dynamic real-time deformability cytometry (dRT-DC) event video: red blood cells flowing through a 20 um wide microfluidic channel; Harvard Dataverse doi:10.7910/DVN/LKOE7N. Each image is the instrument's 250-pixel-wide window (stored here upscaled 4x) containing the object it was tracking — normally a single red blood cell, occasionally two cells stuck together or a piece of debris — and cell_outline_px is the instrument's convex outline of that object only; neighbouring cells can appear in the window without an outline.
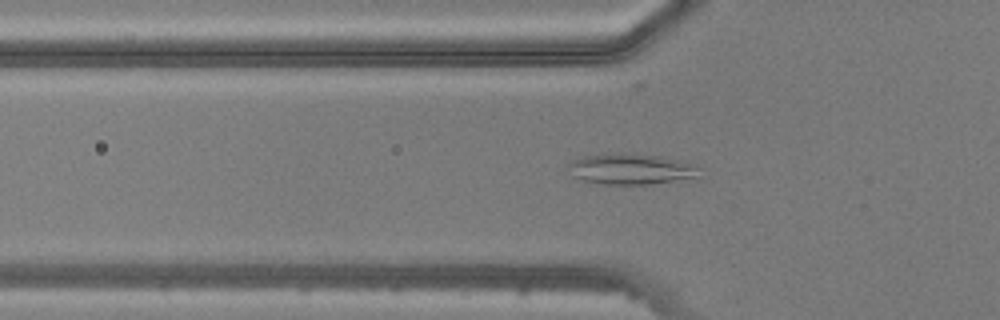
{"species": "common noctule bat (a hibernating species)", "species_latin": "Nyctalus noctula", "temperature_condition": "warm", "stored_images_in_passage": 46, "camera_frame_rate_fps": 3000, "um_per_image_px": 0.085, "animal": {"sex": "male", "body_mass_g": 20.5, "forearm_length_mm": 52.5}, "frame": {"image": 1, "passage_image": 15, "time_ms": 4.667, "image_size_px": [1000, 320], "cell_outline_px": [[700, 168], [692, 176], [672, 180], [648, 184], [600, 184], [584, 180], [572, 176], [568, 164], [584, 156], [616, 152], [624, 152], [660, 156], [696, 164]], "centroid_in_image_um": [53.56, 14.34], "position_along_channel_um": 72.2, "area_um2": 23.06}}
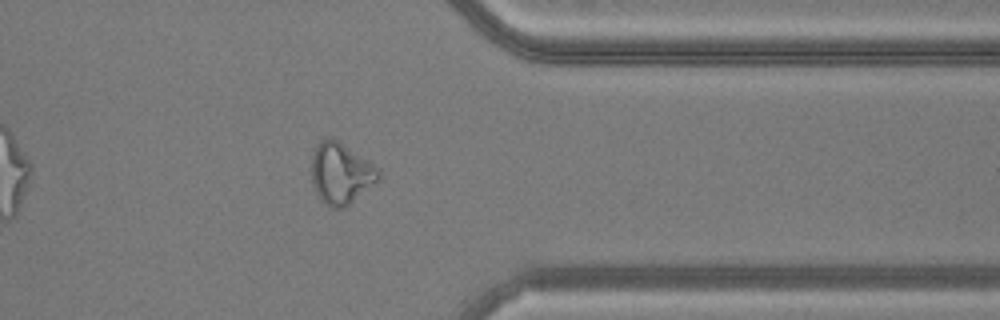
{"frame": {"image": 2, "passage_image": 37, "time_ms": 12.0, "image_size_px": [1000, 320], "cell_outline_px": [[380, 180], [344, 208], [332, 208], [316, 192], [312, 180], [312, 152], [316, 144], [324, 136], [332, 136], [380, 168]], "centroid_in_image_um": [28.99, 14.68], "position_along_channel_um": 382.4, "area_um2": 24.04}}
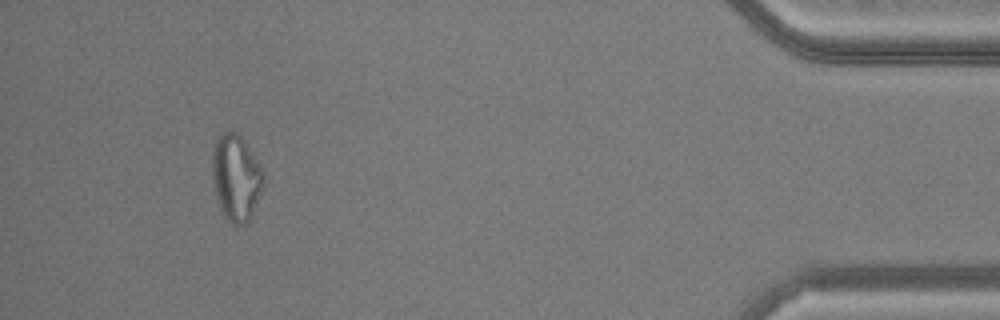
{"frame": {"image": 3, "passage_image": 43, "time_ms": 14.0, "image_size_px": [1000, 320], "cell_outline_px": [[264, 184], [252, 212], [248, 220], [244, 224], [232, 224], [224, 216], [216, 196], [212, 180], [212, 152], [216, 136], [220, 132], [228, 128], [236, 132], [244, 140], [252, 152], [264, 172]], "centroid_in_image_um": [20.04, 15.02], "position_along_channel_um": 415.2, "area_um2": 25.89}}